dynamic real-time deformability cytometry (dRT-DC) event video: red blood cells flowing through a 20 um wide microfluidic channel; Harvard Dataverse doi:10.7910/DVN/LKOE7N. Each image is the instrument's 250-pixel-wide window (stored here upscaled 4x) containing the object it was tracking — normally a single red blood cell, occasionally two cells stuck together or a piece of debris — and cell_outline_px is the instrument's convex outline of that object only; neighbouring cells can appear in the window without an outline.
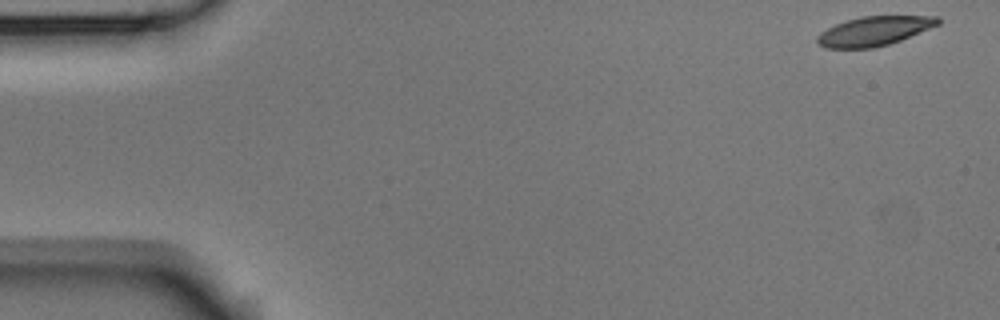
{"species": "Egyptian fruit bat (a non-hibernating species)", "species_latin": "Rousettus aegyptiacus", "temperature_condition": "room temperature", "stored_images_in_passage": 14, "camera_frame_rate_fps": 3000, "um_per_image_px": 0.085, "animal": {"sex": "male"}, "frame": {"image": 1, "passage_image": 1, "time_ms": 0.0, "image_size_px": [1000, 320], "cell_outline_px": [[940, 24], [900, 40], [888, 44], [872, 48], [824, 48], [816, 44], [816, 36], [820, 32], [836, 24], [860, 16], [940, 16]], "centroid_in_image_um": [74.27, 2.64], "position_along_channel_um": 10.7, "area_um2": 20.58}}
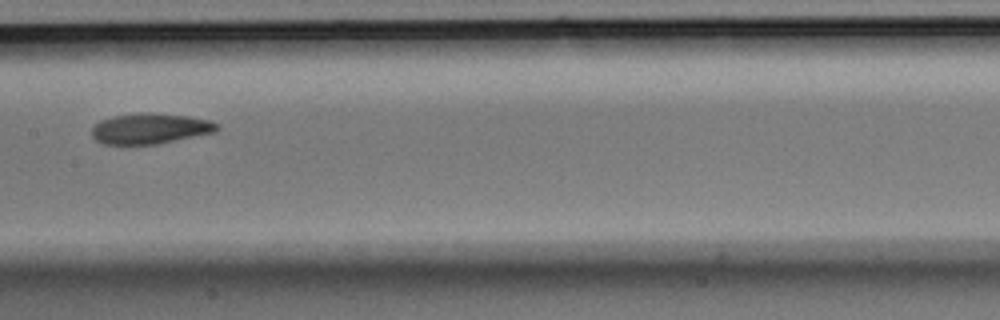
{"frame": {"image": 2, "passage_image": 7, "time_ms": 2.0, "image_size_px": [1000, 320], "cell_outline_px": [[220, 128], [216, 132], [156, 144], [104, 144], [96, 140], [92, 136], [92, 128], [100, 120], [112, 116], [140, 112], [152, 112], [188, 116], [208, 120], [216, 124]], "centroid_in_image_um": [12.75, 10.92], "position_along_channel_um": 194.7, "area_um2": 22.31}}
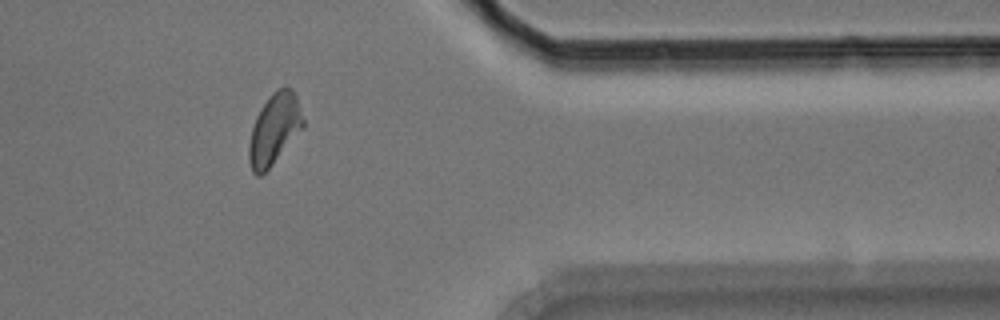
{"frame": {"image": 3, "passage_image": 12, "time_ms": 3.667, "image_size_px": [1000, 320], "cell_outline_px": [[304, 128], [272, 164], [260, 176], [256, 176], [252, 172], [248, 160], [248, 144], [252, 128], [256, 116], [260, 108], [272, 92], [276, 88], [284, 84], [292, 88], [296, 96], [304, 120]], "centroid_in_image_um": [23.31, 10.94], "position_along_channel_um": 388.1, "area_um2": 22.6}}